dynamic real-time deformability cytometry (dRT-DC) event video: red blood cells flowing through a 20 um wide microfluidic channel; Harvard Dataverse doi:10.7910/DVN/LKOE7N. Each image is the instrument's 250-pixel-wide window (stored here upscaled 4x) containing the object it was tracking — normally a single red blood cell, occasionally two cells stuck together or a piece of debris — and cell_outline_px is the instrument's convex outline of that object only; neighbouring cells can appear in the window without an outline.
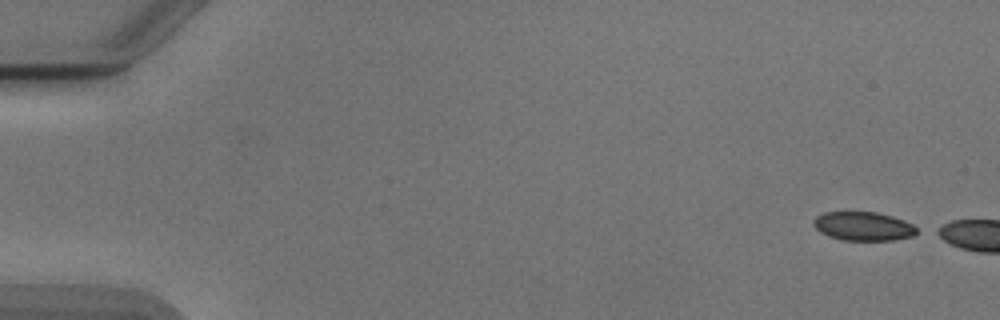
{"species": "Egyptian fruit bat (a non-hibernating species)", "species_latin": "Rousettus aegyptiacus", "temperature_condition": "cold", "stored_images_in_passage": 4, "camera_frame_rate_fps": 3000, "um_per_image_px": 0.085, "animal": {"sex": "male"}, "frame": {"image": 1, "passage_image": 1, "time_ms": 0.0, "image_size_px": [1000, 320], "cell_outline_px": [[920, 232], [912, 236], [892, 240], [840, 240], [828, 236], [820, 232], [812, 224], [812, 220], [816, 216], [824, 212], [876, 212], [892, 216], [904, 220], [912, 224]], "centroid_in_image_um": [73.36, 19.23], "position_along_channel_um": 11.6, "area_um2": 17.46}}